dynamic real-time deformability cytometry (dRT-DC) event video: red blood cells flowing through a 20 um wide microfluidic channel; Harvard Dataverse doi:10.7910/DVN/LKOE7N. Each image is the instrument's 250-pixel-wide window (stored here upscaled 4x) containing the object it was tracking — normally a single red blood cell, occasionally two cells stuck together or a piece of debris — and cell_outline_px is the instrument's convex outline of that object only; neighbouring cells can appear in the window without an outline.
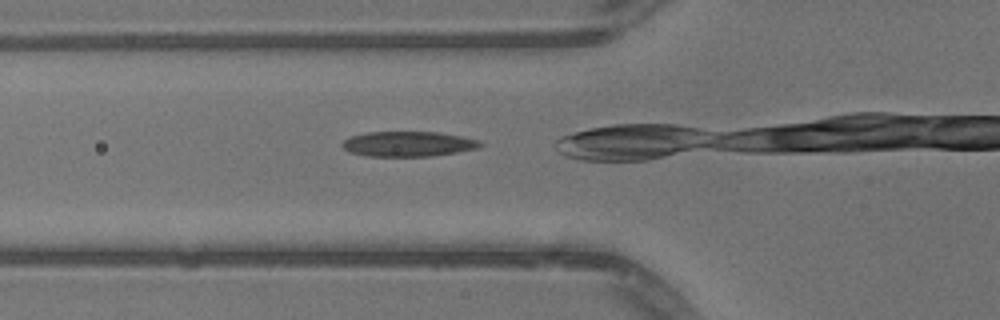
{"species": "common noctule bat (a hibernating species)", "species_latin": "Nyctalus noctula", "temperature_condition": "warm", "stored_images_in_passage": 11, "camera_frame_rate_fps": 3000, "um_per_image_px": 0.085, "animal": {"sex": "male", "body_mass_g": 13.3}, "frame": {"image": 1, "passage_image": 2, "time_ms": 0.333, "image_size_px": [1000, 320], "cell_outline_px": [[484, 144], [476, 148], [456, 152], [432, 156], [364, 156], [348, 152], [340, 144], [348, 136], [368, 132], [436, 132], [460, 136], [480, 140]], "centroid_in_image_um": [34.64, 12.23], "position_along_channel_um": 91.2, "area_um2": 20.23}}